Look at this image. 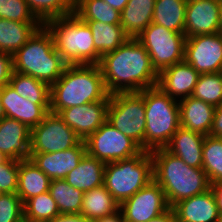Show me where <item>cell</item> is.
I'll list each match as a JSON object with an SVG mask.
<instances>
[{"instance_id": "cell-1", "label": "cell", "mask_w": 222, "mask_h": 222, "mask_svg": "<svg viewBox=\"0 0 222 222\" xmlns=\"http://www.w3.org/2000/svg\"><path fill=\"white\" fill-rule=\"evenodd\" d=\"M98 66L110 95L140 92L158 84L159 73L136 38H129L113 52L103 55Z\"/></svg>"}, {"instance_id": "cell-2", "label": "cell", "mask_w": 222, "mask_h": 222, "mask_svg": "<svg viewBox=\"0 0 222 222\" xmlns=\"http://www.w3.org/2000/svg\"><path fill=\"white\" fill-rule=\"evenodd\" d=\"M110 101L98 65H67L61 77L50 86V112L90 102Z\"/></svg>"}, {"instance_id": "cell-3", "label": "cell", "mask_w": 222, "mask_h": 222, "mask_svg": "<svg viewBox=\"0 0 222 222\" xmlns=\"http://www.w3.org/2000/svg\"><path fill=\"white\" fill-rule=\"evenodd\" d=\"M150 153L153 158V179L162 187L171 208L176 203L211 188L202 168L190 167L165 148Z\"/></svg>"}, {"instance_id": "cell-4", "label": "cell", "mask_w": 222, "mask_h": 222, "mask_svg": "<svg viewBox=\"0 0 222 222\" xmlns=\"http://www.w3.org/2000/svg\"><path fill=\"white\" fill-rule=\"evenodd\" d=\"M12 57L15 72L32 76L49 86L61 77L68 65L55 49L53 37L44 25Z\"/></svg>"}, {"instance_id": "cell-5", "label": "cell", "mask_w": 222, "mask_h": 222, "mask_svg": "<svg viewBox=\"0 0 222 222\" xmlns=\"http://www.w3.org/2000/svg\"><path fill=\"white\" fill-rule=\"evenodd\" d=\"M51 33L55 49L68 65H98L92 31L75 13L50 19L43 24Z\"/></svg>"}, {"instance_id": "cell-6", "label": "cell", "mask_w": 222, "mask_h": 222, "mask_svg": "<svg viewBox=\"0 0 222 222\" xmlns=\"http://www.w3.org/2000/svg\"><path fill=\"white\" fill-rule=\"evenodd\" d=\"M177 102L159 86L144 89L146 151L164 148L181 126Z\"/></svg>"}, {"instance_id": "cell-7", "label": "cell", "mask_w": 222, "mask_h": 222, "mask_svg": "<svg viewBox=\"0 0 222 222\" xmlns=\"http://www.w3.org/2000/svg\"><path fill=\"white\" fill-rule=\"evenodd\" d=\"M153 180V158L149 151L106 163L104 186L119 205Z\"/></svg>"}, {"instance_id": "cell-8", "label": "cell", "mask_w": 222, "mask_h": 222, "mask_svg": "<svg viewBox=\"0 0 222 222\" xmlns=\"http://www.w3.org/2000/svg\"><path fill=\"white\" fill-rule=\"evenodd\" d=\"M107 121L145 150L144 90L110 95Z\"/></svg>"}, {"instance_id": "cell-9", "label": "cell", "mask_w": 222, "mask_h": 222, "mask_svg": "<svg viewBox=\"0 0 222 222\" xmlns=\"http://www.w3.org/2000/svg\"><path fill=\"white\" fill-rule=\"evenodd\" d=\"M137 40L145 47L158 73L184 60L186 41L184 33L174 32L164 26L150 23Z\"/></svg>"}, {"instance_id": "cell-10", "label": "cell", "mask_w": 222, "mask_h": 222, "mask_svg": "<svg viewBox=\"0 0 222 222\" xmlns=\"http://www.w3.org/2000/svg\"><path fill=\"white\" fill-rule=\"evenodd\" d=\"M84 143L86 153L104 163L128 159L143 151L134 140L122 134L107 120Z\"/></svg>"}, {"instance_id": "cell-11", "label": "cell", "mask_w": 222, "mask_h": 222, "mask_svg": "<svg viewBox=\"0 0 222 222\" xmlns=\"http://www.w3.org/2000/svg\"><path fill=\"white\" fill-rule=\"evenodd\" d=\"M81 138L55 113L31 129L30 153H53L77 146Z\"/></svg>"}, {"instance_id": "cell-12", "label": "cell", "mask_w": 222, "mask_h": 222, "mask_svg": "<svg viewBox=\"0 0 222 222\" xmlns=\"http://www.w3.org/2000/svg\"><path fill=\"white\" fill-rule=\"evenodd\" d=\"M170 208L162 187L153 179L120 204L125 222H147Z\"/></svg>"}, {"instance_id": "cell-13", "label": "cell", "mask_w": 222, "mask_h": 222, "mask_svg": "<svg viewBox=\"0 0 222 222\" xmlns=\"http://www.w3.org/2000/svg\"><path fill=\"white\" fill-rule=\"evenodd\" d=\"M184 60L199 74L222 72V34L186 37Z\"/></svg>"}, {"instance_id": "cell-14", "label": "cell", "mask_w": 222, "mask_h": 222, "mask_svg": "<svg viewBox=\"0 0 222 222\" xmlns=\"http://www.w3.org/2000/svg\"><path fill=\"white\" fill-rule=\"evenodd\" d=\"M109 101L90 102L63 109L58 115L81 138L85 140L107 120Z\"/></svg>"}, {"instance_id": "cell-15", "label": "cell", "mask_w": 222, "mask_h": 222, "mask_svg": "<svg viewBox=\"0 0 222 222\" xmlns=\"http://www.w3.org/2000/svg\"><path fill=\"white\" fill-rule=\"evenodd\" d=\"M220 0H190L185 11L184 35H206L220 32Z\"/></svg>"}, {"instance_id": "cell-16", "label": "cell", "mask_w": 222, "mask_h": 222, "mask_svg": "<svg viewBox=\"0 0 222 222\" xmlns=\"http://www.w3.org/2000/svg\"><path fill=\"white\" fill-rule=\"evenodd\" d=\"M0 98L6 117L18 120L29 129L40 124L50 112V104H34L20 96L10 84L0 88Z\"/></svg>"}, {"instance_id": "cell-17", "label": "cell", "mask_w": 222, "mask_h": 222, "mask_svg": "<svg viewBox=\"0 0 222 222\" xmlns=\"http://www.w3.org/2000/svg\"><path fill=\"white\" fill-rule=\"evenodd\" d=\"M86 154L82 140L77 146L53 153H31V161L51 180L65 179Z\"/></svg>"}, {"instance_id": "cell-18", "label": "cell", "mask_w": 222, "mask_h": 222, "mask_svg": "<svg viewBox=\"0 0 222 222\" xmlns=\"http://www.w3.org/2000/svg\"><path fill=\"white\" fill-rule=\"evenodd\" d=\"M200 74L185 60L163 69L159 73L158 84L174 100L192 95Z\"/></svg>"}, {"instance_id": "cell-19", "label": "cell", "mask_w": 222, "mask_h": 222, "mask_svg": "<svg viewBox=\"0 0 222 222\" xmlns=\"http://www.w3.org/2000/svg\"><path fill=\"white\" fill-rule=\"evenodd\" d=\"M172 209L177 222H222L211 188L176 203Z\"/></svg>"}, {"instance_id": "cell-20", "label": "cell", "mask_w": 222, "mask_h": 222, "mask_svg": "<svg viewBox=\"0 0 222 222\" xmlns=\"http://www.w3.org/2000/svg\"><path fill=\"white\" fill-rule=\"evenodd\" d=\"M31 129L16 119L4 117L0 121V151L9 159H30Z\"/></svg>"}, {"instance_id": "cell-21", "label": "cell", "mask_w": 222, "mask_h": 222, "mask_svg": "<svg viewBox=\"0 0 222 222\" xmlns=\"http://www.w3.org/2000/svg\"><path fill=\"white\" fill-rule=\"evenodd\" d=\"M181 127L201 133L210 134L215 106L192 96L178 100Z\"/></svg>"}, {"instance_id": "cell-22", "label": "cell", "mask_w": 222, "mask_h": 222, "mask_svg": "<svg viewBox=\"0 0 222 222\" xmlns=\"http://www.w3.org/2000/svg\"><path fill=\"white\" fill-rule=\"evenodd\" d=\"M204 138L205 135L180 126L164 148L190 167L202 168Z\"/></svg>"}, {"instance_id": "cell-23", "label": "cell", "mask_w": 222, "mask_h": 222, "mask_svg": "<svg viewBox=\"0 0 222 222\" xmlns=\"http://www.w3.org/2000/svg\"><path fill=\"white\" fill-rule=\"evenodd\" d=\"M105 166L106 163L86 153L64 180L75 189L90 191L104 185Z\"/></svg>"}, {"instance_id": "cell-24", "label": "cell", "mask_w": 222, "mask_h": 222, "mask_svg": "<svg viewBox=\"0 0 222 222\" xmlns=\"http://www.w3.org/2000/svg\"><path fill=\"white\" fill-rule=\"evenodd\" d=\"M155 0H129L121 11L120 25L129 38H136L152 23Z\"/></svg>"}, {"instance_id": "cell-25", "label": "cell", "mask_w": 222, "mask_h": 222, "mask_svg": "<svg viewBox=\"0 0 222 222\" xmlns=\"http://www.w3.org/2000/svg\"><path fill=\"white\" fill-rule=\"evenodd\" d=\"M42 25L0 18V51L13 56Z\"/></svg>"}, {"instance_id": "cell-26", "label": "cell", "mask_w": 222, "mask_h": 222, "mask_svg": "<svg viewBox=\"0 0 222 222\" xmlns=\"http://www.w3.org/2000/svg\"><path fill=\"white\" fill-rule=\"evenodd\" d=\"M51 179L31 159L19 161L17 195L24 203L27 199L49 191Z\"/></svg>"}, {"instance_id": "cell-27", "label": "cell", "mask_w": 222, "mask_h": 222, "mask_svg": "<svg viewBox=\"0 0 222 222\" xmlns=\"http://www.w3.org/2000/svg\"><path fill=\"white\" fill-rule=\"evenodd\" d=\"M119 203L104 185L84 192L80 214L90 220H97L116 213Z\"/></svg>"}, {"instance_id": "cell-28", "label": "cell", "mask_w": 222, "mask_h": 222, "mask_svg": "<svg viewBox=\"0 0 222 222\" xmlns=\"http://www.w3.org/2000/svg\"><path fill=\"white\" fill-rule=\"evenodd\" d=\"M187 0H155L152 23L184 33Z\"/></svg>"}, {"instance_id": "cell-29", "label": "cell", "mask_w": 222, "mask_h": 222, "mask_svg": "<svg viewBox=\"0 0 222 222\" xmlns=\"http://www.w3.org/2000/svg\"><path fill=\"white\" fill-rule=\"evenodd\" d=\"M92 31L95 50L100 57L113 52L124 44L129 37L121 25L107 24L99 21H84Z\"/></svg>"}, {"instance_id": "cell-30", "label": "cell", "mask_w": 222, "mask_h": 222, "mask_svg": "<svg viewBox=\"0 0 222 222\" xmlns=\"http://www.w3.org/2000/svg\"><path fill=\"white\" fill-rule=\"evenodd\" d=\"M9 84L20 96L34 104H50V86L43 81L13 71Z\"/></svg>"}, {"instance_id": "cell-31", "label": "cell", "mask_w": 222, "mask_h": 222, "mask_svg": "<svg viewBox=\"0 0 222 222\" xmlns=\"http://www.w3.org/2000/svg\"><path fill=\"white\" fill-rule=\"evenodd\" d=\"M75 14L82 21L120 25L121 12L103 0H75Z\"/></svg>"}, {"instance_id": "cell-32", "label": "cell", "mask_w": 222, "mask_h": 222, "mask_svg": "<svg viewBox=\"0 0 222 222\" xmlns=\"http://www.w3.org/2000/svg\"><path fill=\"white\" fill-rule=\"evenodd\" d=\"M49 192L55 200L60 214H80L84 195L82 190L75 189L61 179L51 180Z\"/></svg>"}, {"instance_id": "cell-33", "label": "cell", "mask_w": 222, "mask_h": 222, "mask_svg": "<svg viewBox=\"0 0 222 222\" xmlns=\"http://www.w3.org/2000/svg\"><path fill=\"white\" fill-rule=\"evenodd\" d=\"M202 154V169L210 184H222V138L205 136Z\"/></svg>"}, {"instance_id": "cell-34", "label": "cell", "mask_w": 222, "mask_h": 222, "mask_svg": "<svg viewBox=\"0 0 222 222\" xmlns=\"http://www.w3.org/2000/svg\"><path fill=\"white\" fill-rule=\"evenodd\" d=\"M23 206L24 221L27 222H47L60 214L49 191L27 199Z\"/></svg>"}, {"instance_id": "cell-35", "label": "cell", "mask_w": 222, "mask_h": 222, "mask_svg": "<svg viewBox=\"0 0 222 222\" xmlns=\"http://www.w3.org/2000/svg\"><path fill=\"white\" fill-rule=\"evenodd\" d=\"M30 11L44 24L50 19L75 13V0H26Z\"/></svg>"}, {"instance_id": "cell-36", "label": "cell", "mask_w": 222, "mask_h": 222, "mask_svg": "<svg viewBox=\"0 0 222 222\" xmlns=\"http://www.w3.org/2000/svg\"><path fill=\"white\" fill-rule=\"evenodd\" d=\"M215 107L222 104V72L200 74L191 95Z\"/></svg>"}, {"instance_id": "cell-37", "label": "cell", "mask_w": 222, "mask_h": 222, "mask_svg": "<svg viewBox=\"0 0 222 222\" xmlns=\"http://www.w3.org/2000/svg\"><path fill=\"white\" fill-rule=\"evenodd\" d=\"M0 18L16 22H40L30 11L26 0H0Z\"/></svg>"}, {"instance_id": "cell-38", "label": "cell", "mask_w": 222, "mask_h": 222, "mask_svg": "<svg viewBox=\"0 0 222 222\" xmlns=\"http://www.w3.org/2000/svg\"><path fill=\"white\" fill-rule=\"evenodd\" d=\"M23 207L17 193H3L0 196V222H23Z\"/></svg>"}, {"instance_id": "cell-39", "label": "cell", "mask_w": 222, "mask_h": 222, "mask_svg": "<svg viewBox=\"0 0 222 222\" xmlns=\"http://www.w3.org/2000/svg\"><path fill=\"white\" fill-rule=\"evenodd\" d=\"M18 169L19 161L13 159L0 166V190L2 193H16Z\"/></svg>"}, {"instance_id": "cell-40", "label": "cell", "mask_w": 222, "mask_h": 222, "mask_svg": "<svg viewBox=\"0 0 222 222\" xmlns=\"http://www.w3.org/2000/svg\"><path fill=\"white\" fill-rule=\"evenodd\" d=\"M13 71L12 55L0 51V88L9 84Z\"/></svg>"}, {"instance_id": "cell-41", "label": "cell", "mask_w": 222, "mask_h": 222, "mask_svg": "<svg viewBox=\"0 0 222 222\" xmlns=\"http://www.w3.org/2000/svg\"><path fill=\"white\" fill-rule=\"evenodd\" d=\"M210 136L222 138V104L215 107Z\"/></svg>"}, {"instance_id": "cell-42", "label": "cell", "mask_w": 222, "mask_h": 222, "mask_svg": "<svg viewBox=\"0 0 222 222\" xmlns=\"http://www.w3.org/2000/svg\"><path fill=\"white\" fill-rule=\"evenodd\" d=\"M47 222H94L81 214H59Z\"/></svg>"}, {"instance_id": "cell-43", "label": "cell", "mask_w": 222, "mask_h": 222, "mask_svg": "<svg viewBox=\"0 0 222 222\" xmlns=\"http://www.w3.org/2000/svg\"><path fill=\"white\" fill-rule=\"evenodd\" d=\"M147 222H177V218L174 210L170 207L167 211L160 214L159 216L152 218Z\"/></svg>"}, {"instance_id": "cell-44", "label": "cell", "mask_w": 222, "mask_h": 222, "mask_svg": "<svg viewBox=\"0 0 222 222\" xmlns=\"http://www.w3.org/2000/svg\"><path fill=\"white\" fill-rule=\"evenodd\" d=\"M211 190L216 199L218 212L222 217V184H211Z\"/></svg>"}, {"instance_id": "cell-45", "label": "cell", "mask_w": 222, "mask_h": 222, "mask_svg": "<svg viewBox=\"0 0 222 222\" xmlns=\"http://www.w3.org/2000/svg\"><path fill=\"white\" fill-rule=\"evenodd\" d=\"M94 222H125V221L119 209L116 213L107 215L103 218H98L97 220H94Z\"/></svg>"}, {"instance_id": "cell-46", "label": "cell", "mask_w": 222, "mask_h": 222, "mask_svg": "<svg viewBox=\"0 0 222 222\" xmlns=\"http://www.w3.org/2000/svg\"><path fill=\"white\" fill-rule=\"evenodd\" d=\"M107 4H109L112 8L118 11H122L129 0H103Z\"/></svg>"}, {"instance_id": "cell-47", "label": "cell", "mask_w": 222, "mask_h": 222, "mask_svg": "<svg viewBox=\"0 0 222 222\" xmlns=\"http://www.w3.org/2000/svg\"><path fill=\"white\" fill-rule=\"evenodd\" d=\"M10 159L0 151V166L8 162Z\"/></svg>"}, {"instance_id": "cell-48", "label": "cell", "mask_w": 222, "mask_h": 222, "mask_svg": "<svg viewBox=\"0 0 222 222\" xmlns=\"http://www.w3.org/2000/svg\"><path fill=\"white\" fill-rule=\"evenodd\" d=\"M219 12H220V33L222 34V0L219 2Z\"/></svg>"}, {"instance_id": "cell-49", "label": "cell", "mask_w": 222, "mask_h": 222, "mask_svg": "<svg viewBox=\"0 0 222 222\" xmlns=\"http://www.w3.org/2000/svg\"><path fill=\"white\" fill-rule=\"evenodd\" d=\"M4 117H6V115H5V112H4V109H3V105H2V103H1V98H0V121H1Z\"/></svg>"}]
</instances>
